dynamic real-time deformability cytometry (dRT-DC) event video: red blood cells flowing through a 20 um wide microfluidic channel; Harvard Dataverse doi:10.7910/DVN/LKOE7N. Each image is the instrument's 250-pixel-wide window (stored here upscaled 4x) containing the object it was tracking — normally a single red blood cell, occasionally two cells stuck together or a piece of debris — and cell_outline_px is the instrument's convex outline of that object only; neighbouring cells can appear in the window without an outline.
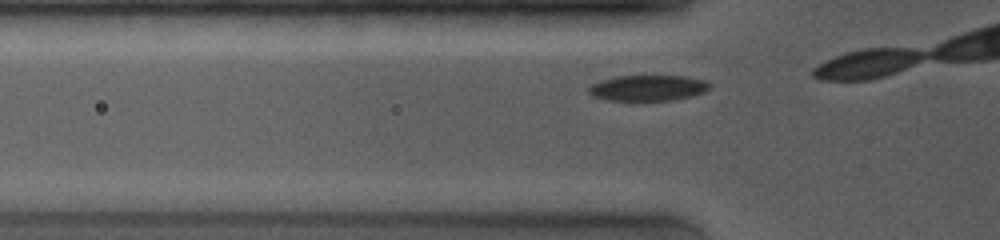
{"species": "common noctule bat (a hibernating species)", "species_latin": "Nyctalus noctula", "temperature_condition": "room temperature", "stored_images_in_passage": 6, "camera_frame_rate_fps": 4000, "um_per_image_px": 0.085, "animal": {"sex": "female", "body_mass_g": 19.0, "forearm_length_mm": 53.3}, "frame": {"image": 1, "passage_image": 3, "time_ms": 0.5, "image_size_px": [1000, 240], "cell_outline_px": [[712, 88], [704, 92], [692, 96], [672, 100], [636, 104], [608, 100], [592, 96], [588, 92], [588, 88], [592, 84], [600, 80], [616, 76], [684, 76], [704, 80], [712, 84]], "centroid_in_image_um": [55.05, 7.53], "position_along_channel_um": 70.7, "area_um2": 19.13}}